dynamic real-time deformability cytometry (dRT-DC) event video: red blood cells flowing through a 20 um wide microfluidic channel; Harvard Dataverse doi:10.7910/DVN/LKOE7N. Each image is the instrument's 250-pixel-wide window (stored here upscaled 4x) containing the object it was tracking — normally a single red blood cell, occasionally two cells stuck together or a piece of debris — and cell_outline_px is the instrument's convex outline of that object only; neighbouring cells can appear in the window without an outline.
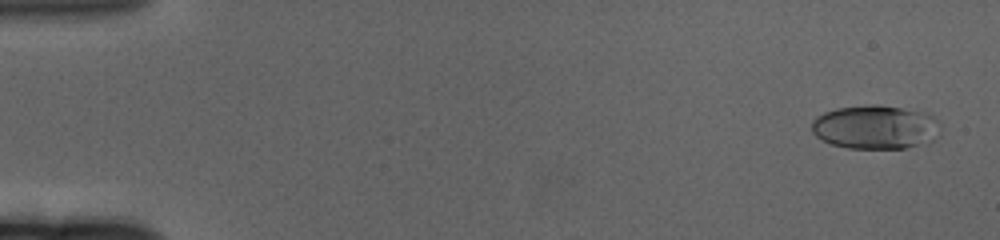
{"species": "human", "species_latin": "Homo sapiens", "temperature_condition": "cold", "stored_images_in_passage": 62, "camera_frame_rate_fps": 3000, "um_per_image_px": 0.085, "donor": {"sex": "female"}, "frame": {"image": 1, "passage_image": 3, "time_ms": 0.667, "image_size_px": [1000, 240], "cell_outline_px": [[940, 136], [928, 144], [904, 148], [848, 148], [832, 144], [816, 136], [812, 132], [812, 120], [816, 116], [824, 112], [836, 108], [876, 104], [928, 112], [940, 124]], "centroid_in_image_um": [74.46, 10.81], "position_along_channel_um": 10.5, "area_um2": 33.29}}
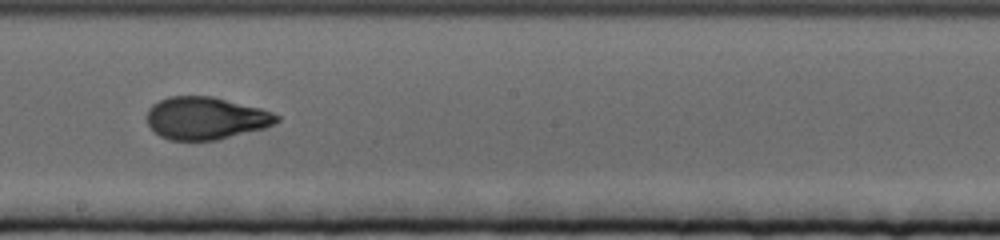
{"frame": {"image": 2, "passage_image": 36, "time_ms": 11.667, "image_size_px": [1000, 240], "cell_outline_px": [[280, 120], [264, 128], [216, 140], [168, 140], [160, 136], [148, 124], [148, 108], [152, 104], [168, 96], [212, 96], [260, 108], [272, 112], [280, 116]], "centroid_in_image_um": [17.48, 10.04], "position_along_channel_um": 230.7, "area_um2": 31.96}}
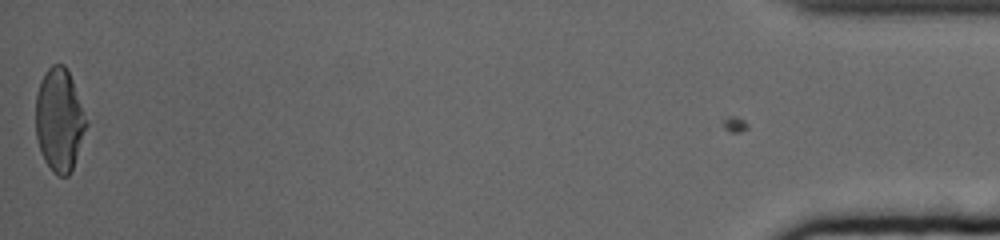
{"frame": {"image": 3, "passage_image": 62, "time_ms": 20.333, "image_size_px": [1000, 240], "cell_outline_px": [[88, 124], [72, 168], [68, 176], [56, 176], [52, 172], [44, 160], [40, 152], [36, 136], [36, 96], [40, 80], [48, 68], [52, 64], [64, 64], [72, 80], [88, 120]], "centroid_in_image_um": [5.04, 10.21], "position_along_channel_um": 430.2, "area_um2": 30.4}, "authors_computed_cell_mechanics": {"area_um2": 31.7033, "velocity_mm_per_s": 3.3218, "shape_relaxation_time_tau1_ms": 5.3247, "shape_relaxation_time_tau2_ms": 1.0931, "deformation_change_tau1": 0.2046, "deformation_change_tau2": 0.0643}}